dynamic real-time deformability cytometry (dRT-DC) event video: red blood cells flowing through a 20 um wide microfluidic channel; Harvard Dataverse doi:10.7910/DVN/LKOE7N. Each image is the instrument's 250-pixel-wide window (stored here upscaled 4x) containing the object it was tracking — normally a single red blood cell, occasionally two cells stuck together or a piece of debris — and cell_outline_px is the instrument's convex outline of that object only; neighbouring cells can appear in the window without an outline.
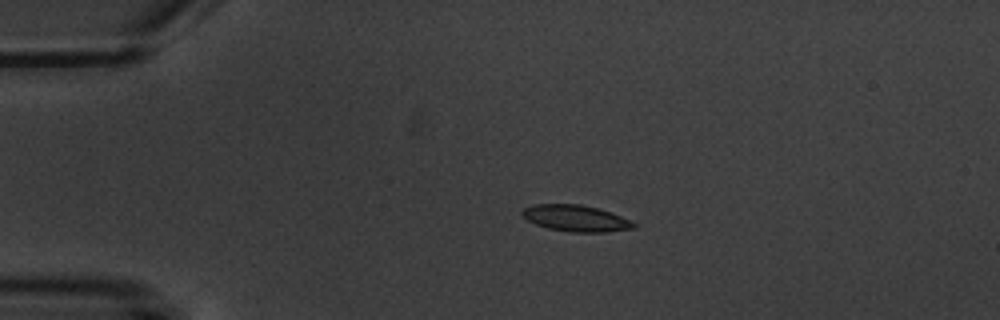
{"species": "common noctule bat (a hibernating species)", "species_latin": "Nyctalus noctula", "temperature_condition": "warm", "stored_images_in_passage": 9, "camera_frame_rate_fps": 3000, "um_per_image_px": 0.085, "animal": {"sex": "male", "body_mass_g": 20.1, "forearm_length_mm": 53.5}, "frame": {"image": 1, "passage_image": 3, "time_ms": 2.333, "image_size_px": [1000, 320], "cell_outline_px": [[636, 228], [604, 232], [572, 232], [548, 228], [536, 224], [528, 220], [520, 212], [524, 208], [536, 204], [580, 204], [596, 208], [620, 216], [636, 224]], "centroid_in_image_um": [48.92, 18.55], "position_along_channel_um": 36.1, "area_um2": 16.82}}
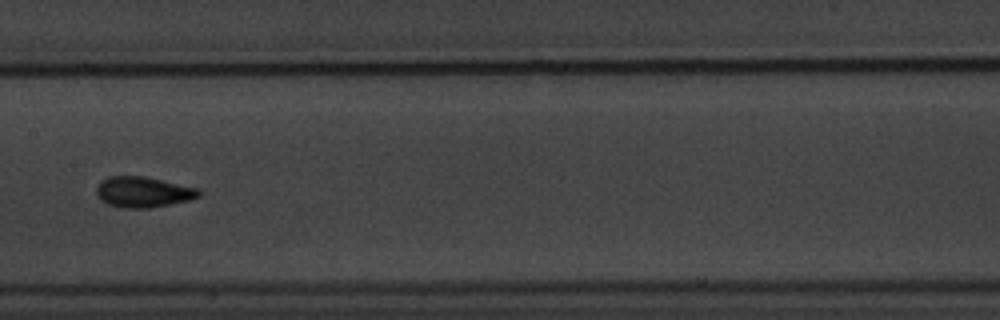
{"frame": {"image": 2, "passage_image": 8, "time_ms": 8.0, "image_size_px": [1000, 320], "cell_outline_px": [[204, 192], [200, 196], [188, 200], [148, 208], [124, 208], [108, 204], [100, 200], [96, 196], [96, 188], [100, 180], [108, 176], [144, 176], [200, 188]], "centroid_in_image_um": [12.16, 16.31], "position_along_channel_um": 195.2, "area_um2": 18.5}}